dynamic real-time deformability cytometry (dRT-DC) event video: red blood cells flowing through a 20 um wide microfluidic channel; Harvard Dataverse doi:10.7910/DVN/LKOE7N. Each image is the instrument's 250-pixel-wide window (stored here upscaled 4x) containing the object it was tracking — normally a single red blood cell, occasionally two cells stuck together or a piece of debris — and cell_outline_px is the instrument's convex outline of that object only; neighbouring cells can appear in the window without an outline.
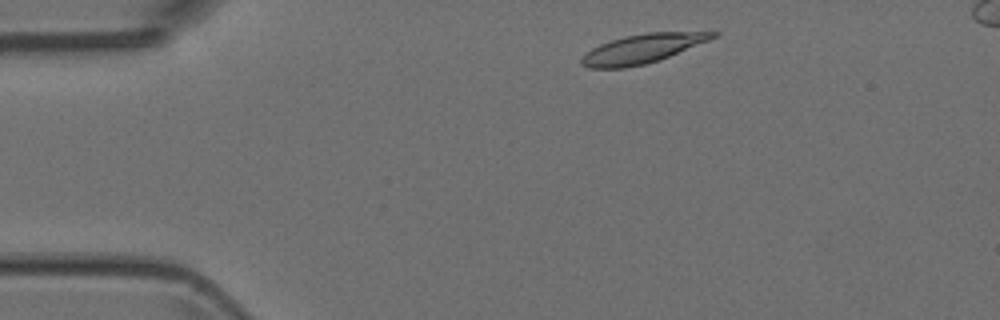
{"species": "Egyptian fruit bat (a non-hibernating species)", "species_latin": "Rousettus aegyptiacus", "temperature_condition": "room temperature", "stored_images_in_passage": 46, "segment_of_instrument_passage": [1, 2], "camera_frame_rate_fps": 3000, "um_per_image_px": 0.085, "animal": {"sex": "female"}, "frame": {"image": 1, "passage_image": 3, "time_ms": 0.667, "image_size_px": [1000, 320], "cell_outline_px": [[720, 32], [716, 36], [708, 40], [660, 60], [644, 64], [624, 68], [588, 68], [580, 64], [580, 56], [592, 48], [600, 44], [624, 36], [648, 32]], "centroid_in_image_um": [54.53, 4.15], "position_along_channel_um": 30.5, "area_um2": 22.08}}
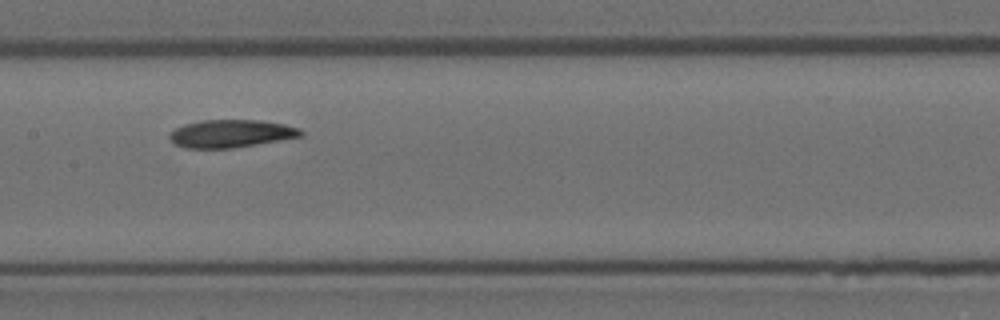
{"frame": {"image": 2, "passage_image": 19, "time_ms": 6.0, "image_size_px": [1000, 320], "cell_outline_px": [[304, 136], [232, 148], [184, 148], [172, 144], [168, 136], [176, 128], [184, 124], [204, 120], [260, 120], [284, 124], [300, 128], [304, 132]], "centroid_in_image_um": [19.63, 11.36], "position_along_channel_um": 187.8, "area_um2": 21.33}}
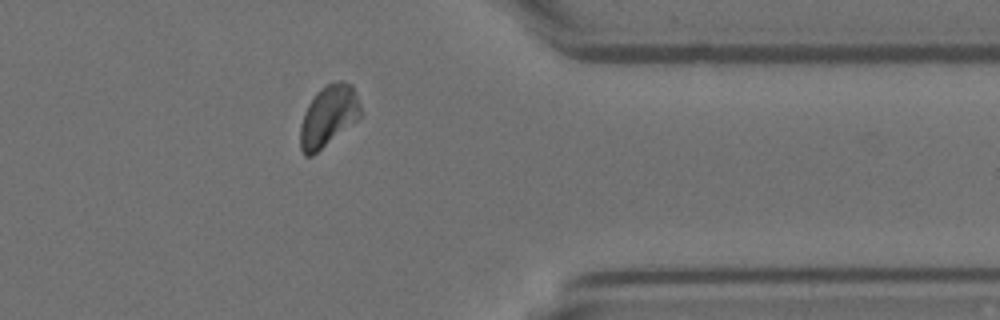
{"frame": {"image": 3, "passage_image": 35, "time_ms": 11.333, "image_size_px": [1000, 320], "cell_outline_px": [[360, 116], [356, 120], [312, 156], [304, 156], [300, 148], [300, 124], [304, 112], [308, 104], [316, 92], [324, 84], [336, 80], [344, 80], [352, 84], [360, 104]], "centroid_in_image_um": [27.89, 9.82], "position_along_channel_um": 383.5, "area_um2": 21.5}}